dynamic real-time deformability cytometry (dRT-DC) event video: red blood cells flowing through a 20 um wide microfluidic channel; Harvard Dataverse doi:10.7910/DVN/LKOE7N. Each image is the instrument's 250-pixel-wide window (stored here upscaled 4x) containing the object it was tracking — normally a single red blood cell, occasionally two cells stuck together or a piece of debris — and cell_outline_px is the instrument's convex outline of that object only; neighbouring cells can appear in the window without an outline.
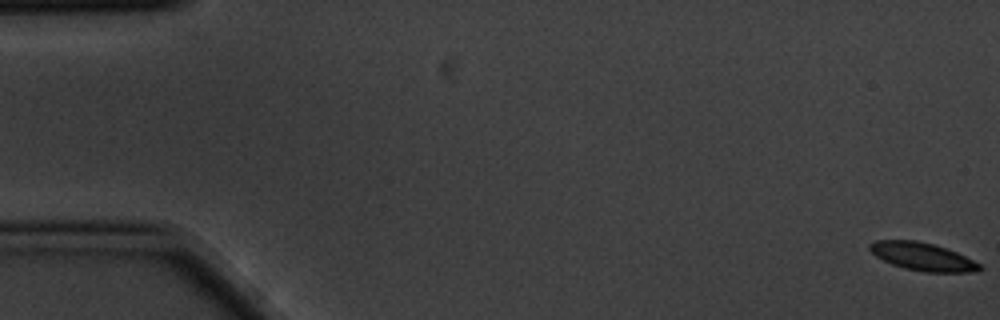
{"species": "common noctule bat (a hibernating species)", "species_latin": "Nyctalus noctula", "temperature_condition": "cold", "stored_images_in_passage": 5, "camera_frame_rate_fps": 3000, "um_per_image_px": 0.085, "animal": {"sex": "male", "body_mass_g": 20.1, "forearm_length_mm": 53.5}, "frame": {"image": 1, "passage_image": 1, "time_ms": 0.0, "image_size_px": [1000, 320], "cell_outline_px": [[984, 268], [968, 272], [924, 272], [904, 268], [892, 264], [876, 256], [868, 248], [868, 244], [876, 240], [916, 240], [932, 244], [956, 252], [980, 264]], "centroid_in_image_um": [78.38, 21.81], "position_along_channel_um": 6.6, "area_um2": 17.63}}
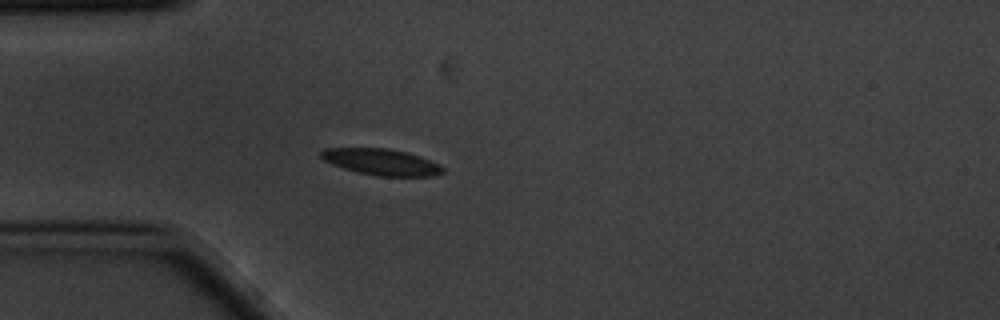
{"frame": {"image": 2, "passage_image": 5, "time_ms": 1.333, "image_size_px": [1000, 320], "cell_outline_px": [[444, 172], [436, 176], [376, 176], [356, 172], [332, 164], [324, 160], [320, 156], [320, 152], [324, 148], [388, 148], [420, 156], [440, 164], [444, 168]], "centroid_in_image_um": [32.43, 13.77], "position_along_channel_um": 52.6, "area_um2": 18.73}}